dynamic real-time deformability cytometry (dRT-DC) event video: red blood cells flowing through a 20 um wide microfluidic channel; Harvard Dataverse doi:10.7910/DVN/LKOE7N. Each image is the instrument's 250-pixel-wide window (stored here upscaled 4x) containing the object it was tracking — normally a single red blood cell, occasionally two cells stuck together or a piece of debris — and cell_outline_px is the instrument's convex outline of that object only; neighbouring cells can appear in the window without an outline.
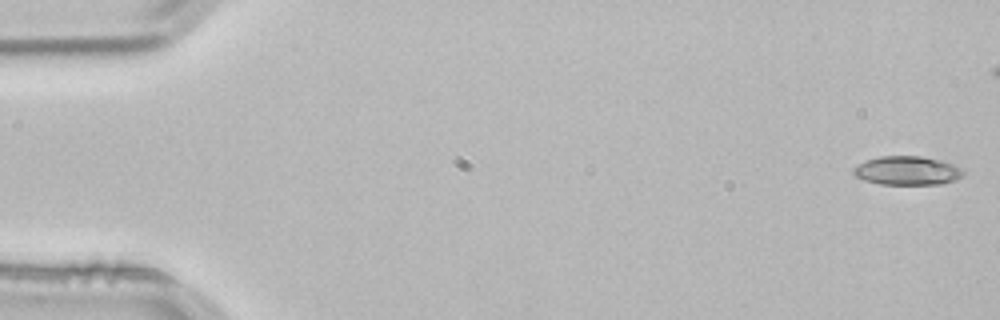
{"species": "common noctule bat (a hibernating species)", "species_latin": "Nyctalus noctula", "temperature_condition": "room temperature", "stored_images_in_passage": 46, "camera_frame_rate_fps": 3000, "um_per_image_px": 0.085, "animal": {"sex": "male", "body_mass_g": 21.5, "forearm_length_mm": 52.0}, "frame": {"image": 1, "passage_image": 1, "time_ms": 0.0, "image_size_px": [1000, 320], "cell_outline_px": [[964, 176], [956, 180], [940, 184], [880, 184], [864, 180], [856, 176], [852, 172], [852, 168], [868, 160], [880, 156], [924, 156], [944, 160], [964, 168]], "centroid_in_image_um": [77.19, 14.5], "position_along_channel_um": 7.8, "area_um2": 18.67}}
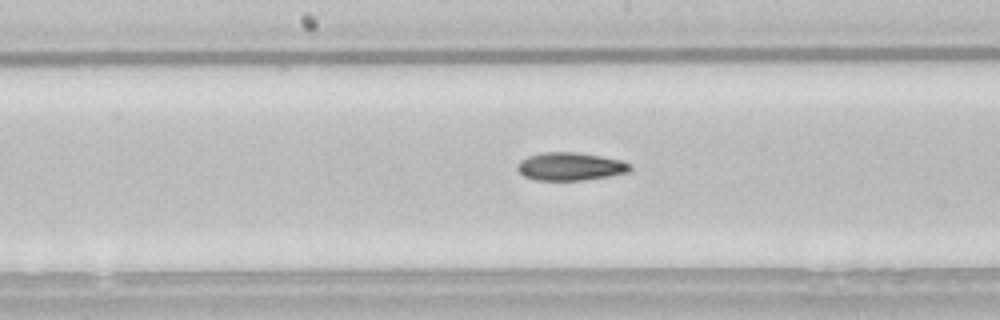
{"frame": {"image": 2, "passage_image": 27, "time_ms": 8.667, "image_size_px": [1000, 320], "cell_outline_px": [[632, 168], [628, 172], [608, 176], [580, 180], [536, 180], [524, 176], [516, 168], [520, 160], [528, 156], [544, 152], [576, 152], [600, 156], [620, 160], [632, 164]], "centroid_in_image_um": [48.47, 14.14], "position_along_channel_um": 199.7, "area_um2": 18.26}}
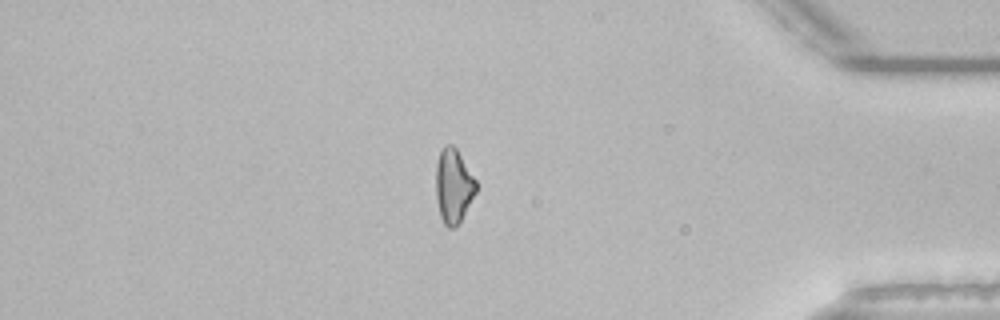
{"frame": {"image": 3, "passage_image": 45, "time_ms": 14.667, "image_size_px": [1000, 320], "cell_outline_px": [[476, 192], [460, 220], [452, 228], [448, 228], [444, 224], [440, 216], [436, 196], [436, 164], [440, 152], [444, 144], [452, 144], [456, 148], [476, 180]], "centroid_in_image_um": [38.53, 15.77], "position_along_channel_um": 396.7, "area_um2": 17.11}}